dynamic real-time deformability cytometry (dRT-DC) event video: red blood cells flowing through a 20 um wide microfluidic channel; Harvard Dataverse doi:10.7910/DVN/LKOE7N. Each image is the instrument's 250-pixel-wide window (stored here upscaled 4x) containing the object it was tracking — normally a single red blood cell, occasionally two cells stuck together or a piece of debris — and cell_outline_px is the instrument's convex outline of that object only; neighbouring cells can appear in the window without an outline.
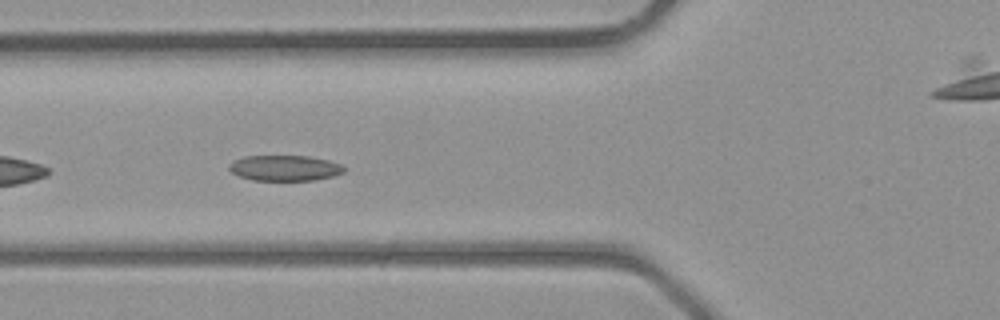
{"species": "common noctule bat (a hibernating species)", "species_latin": "Nyctalus noctula", "temperature_condition": "room temperature", "stored_images_in_passage": 29, "camera_frame_rate_fps": 3000, "um_per_image_px": 0.085, "animal": {"sex": "male", "body_mass_g": 23.1, "forearm_length_mm": 52.7}, "frame": {"image": 1, "passage_image": 3, "time_ms": 0.667, "image_size_px": [1000, 320], "cell_outline_px": [[344, 172], [332, 176], [312, 180], [252, 180], [240, 176], [232, 172], [228, 168], [228, 164], [244, 156], [308, 156], [328, 160], [340, 164], [344, 168]], "centroid_in_image_um": [24.18, 14.28], "position_along_channel_um": 101.6, "area_um2": 16.94}}
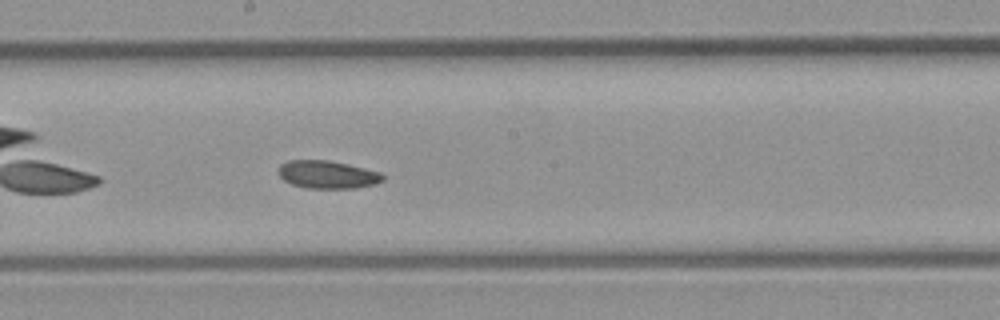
{"frame": {"image": 2, "passage_image": 10, "time_ms": 3.0, "image_size_px": [1000, 320], "cell_outline_px": [[384, 180], [376, 184], [356, 188], [308, 188], [292, 184], [284, 180], [276, 172], [280, 164], [288, 160], [328, 160], [348, 164], [380, 172], [384, 176]], "centroid_in_image_um": [27.82, 14.83], "position_along_channel_um": 220.4, "area_um2": 17.05}}
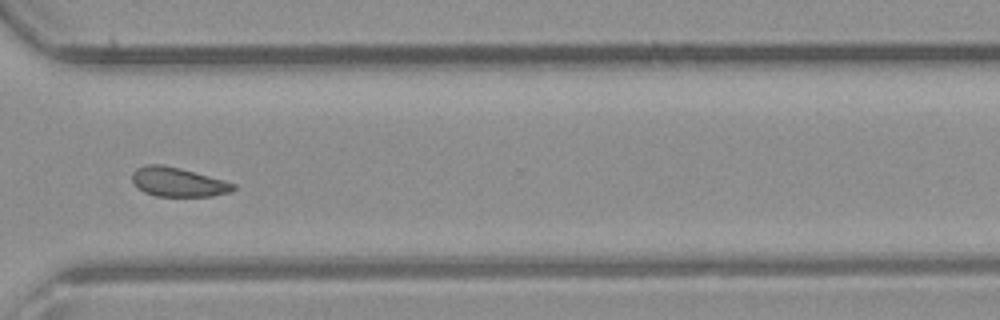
{"frame": {"image": 3, "passage_image": 18, "time_ms": 5.667, "image_size_px": [1000, 320], "cell_outline_px": [[236, 188], [232, 192], [212, 196], [156, 196], [144, 192], [132, 180], [132, 172], [136, 168], [148, 164], [160, 164], [180, 168], [224, 180], [236, 184]], "centroid_in_image_um": [15.16, 15.47], "position_along_channel_um": 355.4, "area_um2": 17.17}}